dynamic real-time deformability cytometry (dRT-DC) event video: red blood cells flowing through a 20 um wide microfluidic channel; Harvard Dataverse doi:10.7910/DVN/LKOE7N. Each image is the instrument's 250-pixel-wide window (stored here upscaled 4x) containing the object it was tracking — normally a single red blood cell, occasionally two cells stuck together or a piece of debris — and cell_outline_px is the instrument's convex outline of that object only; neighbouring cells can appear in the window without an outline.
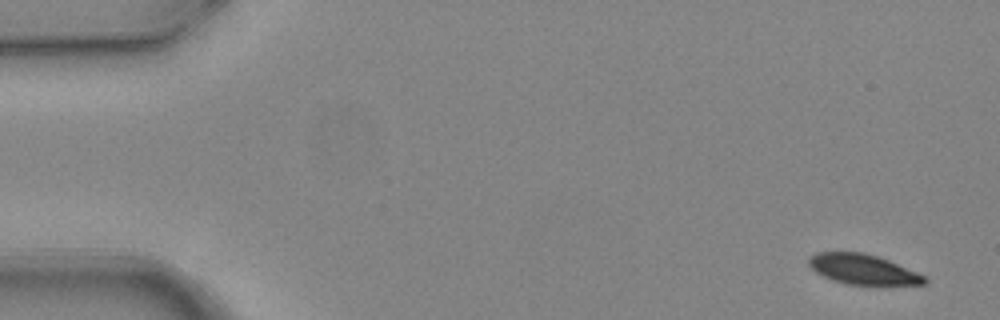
{"species": "common noctule bat (a hibernating species)", "species_latin": "Nyctalus noctula", "temperature_condition": "warm", "stored_images_in_passage": 6, "camera_frame_rate_fps": 3000, "um_per_image_px": 0.085, "animal": {"sex": "female", "body_mass_g": 24.6, "forearm_length_mm": 56.2}, "frame": {"image": 1, "passage_image": 1, "time_ms": 0.0, "image_size_px": [1000, 320], "cell_outline_px": [[928, 284], [848, 284], [832, 280], [816, 272], [808, 264], [808, 256], [816, 252], [864, 252], [888, 260], [916, 272], [924, 276], [928, 280]], "centroid_in_image_um": [73.3, 22.87], "position_along_channel_um": 11.7, "area_um2": 20.0}}
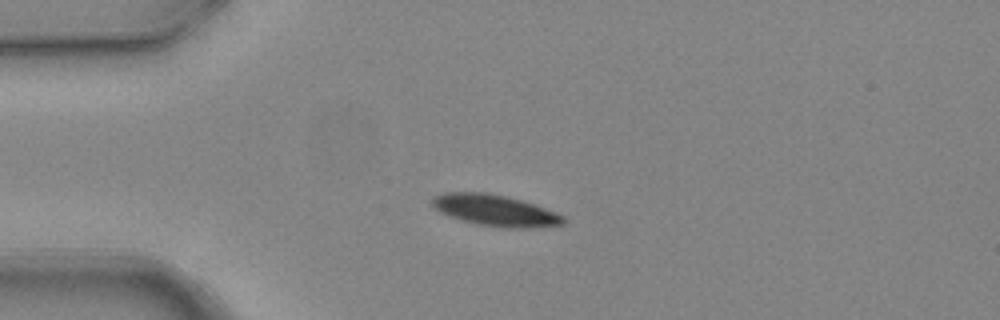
{"frame": {"image": 2, "passage_image": 4, "time_ms": 1.0, "image_size_px": [1000, 320], "cell_outline_px": [[564, 224], [528, 228], [500, 228], [476, 224], [460, 220], [448, 216], [432, 208], [432, 196], [444, 192], [484, 192], [508, 196], [556, 212], [564, 216]], "centroid_in_image_um": [42.02, 17.88], "position_along_channel_um": 43.0, "area_um2": 24.1}}
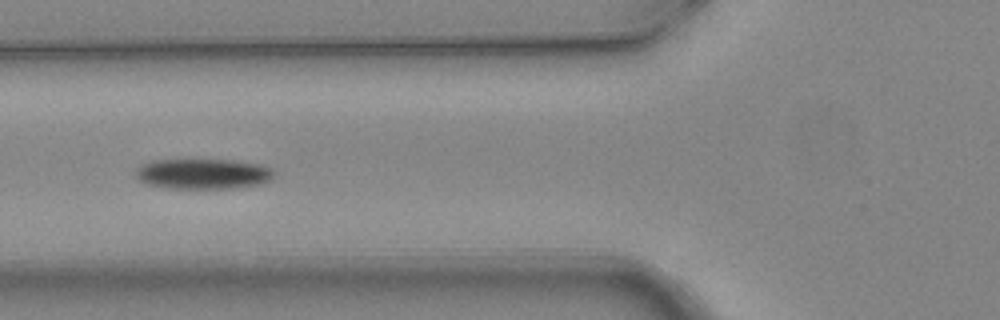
{"frame": {"image": 3, "passage_image": 6, "time_ms": 1.667, "image_size_px": [1000, 320], "cell_outline_px": [[276, 172], [272, 180], [260, 184], [232, 188], [164, 188], [148, 184], [140, 180], [136, 176], [136, 168], [140, 164], [152, 160], [232, 160], [260, 164], [272, 168]], "centroid_in_image_um": [17.28, 14.77], "position_along_channel_um": 108.5, "area_um2": 24.62}}